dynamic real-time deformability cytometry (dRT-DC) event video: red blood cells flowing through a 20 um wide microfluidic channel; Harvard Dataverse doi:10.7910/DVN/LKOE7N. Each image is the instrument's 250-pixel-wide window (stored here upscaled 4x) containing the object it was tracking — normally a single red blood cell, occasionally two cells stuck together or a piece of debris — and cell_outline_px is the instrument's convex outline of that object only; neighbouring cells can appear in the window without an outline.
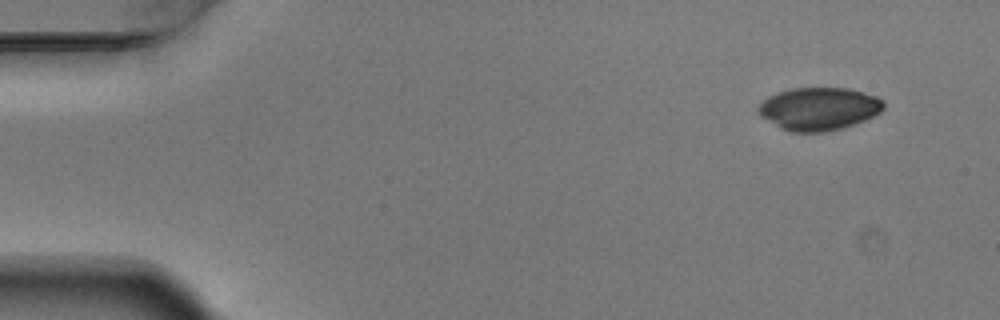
{"species": "Egyptian fruit bat (a non-hibernating species)", "species_latin": "Rousettus aegyptiacus", "temperature_condition": "warm", "stored_images_in_passage": 5, "camera_frame_rate_fps": 3000, "um_per_image_px": 0.085, "animal": {"sex": "male"}, "frame": {"image": 1, "passage_image": 1, "time_ms": 0.0, "image_size_px": [1000, 320], "cell_outline_px": [[884, 108], [880, 112], [864, 120], [840, 128], [824, 132], [792, 132], [780, 128], [760, 116], [756, 112], [756, 108], [768, 96], [776, 92], [792, 88], [848, 88], [876, 96], [884, 100]], "centroid_in_image_um": [69.57, 9.24], "position_along_channel_um": 15.4, "area_um2": 31.27}}
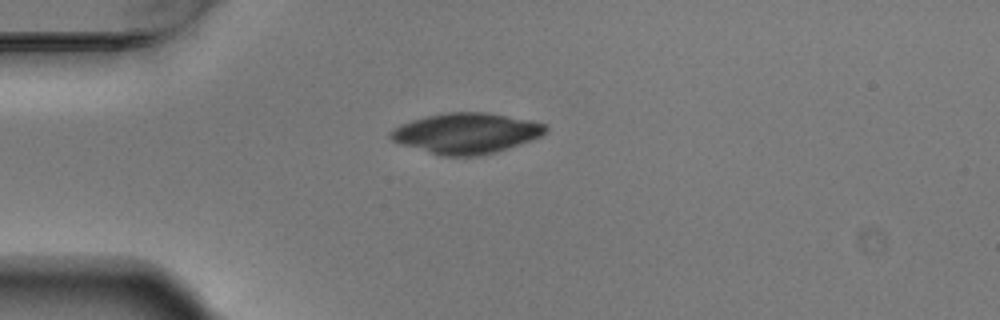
{"frame": {"image": 2, "passage_image": 3, "time_ms": 0.667, "image_size_px": [1000, 320], "cell_outline_px": [[548, 132], [540, 136], [492, 152], [476, 156], [444, 156], [404, 144], [392, 140], [388, 136], [388, 132], [392, 128], [400, 124], [412, 120], [428, 116], [448, 112], [488, 112], [532, 120], [548, 124]], "centroid_in_image_um": [39.64, 11.29], "position_along_channel_um": 45.4, "area_um2": 36.13}}